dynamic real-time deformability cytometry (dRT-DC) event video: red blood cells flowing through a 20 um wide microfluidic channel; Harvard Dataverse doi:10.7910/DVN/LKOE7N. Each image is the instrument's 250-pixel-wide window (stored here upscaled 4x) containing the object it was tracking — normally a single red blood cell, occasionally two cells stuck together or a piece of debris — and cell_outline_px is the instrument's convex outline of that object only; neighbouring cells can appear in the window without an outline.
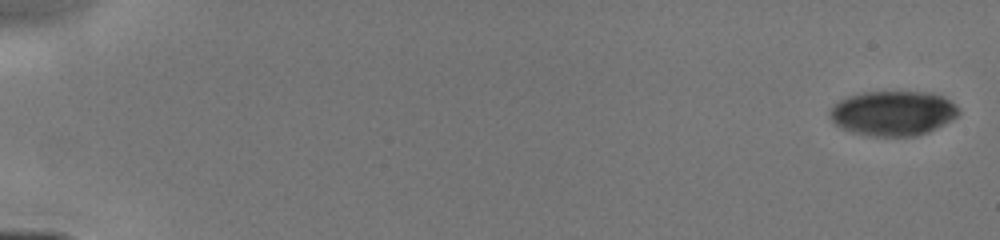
{"species": "human", "species_latin": "Homo sapiens", "temperature_condition": "cold", "stored_images_in_passage": 7, "camera_frame_rate_fps": 3000, "um_per_image_px": 0.085, "donor": {"sex": "male"}, "frame": {"image": 1, "passage_image": 1, "time_ms": 0.0, "image_size_px": [1000, 240], "cell_outline_px": [[960, 112], [952, 120], [928, 132], [916, 136], [868, 136], [852, 132], [840, 128], [828, 116], [828, 112], [840, 100], [848, 96], [860, 92], [932, 92], [944, 96], [960, 108]], "centroid_in_image_um": [75.91, 9.62], "position_along_channel_um": 9.1, "area_um2": 33.87}}
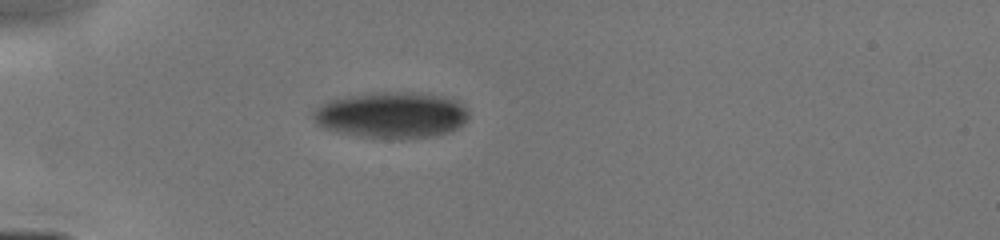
{"frame": {"image": 2, "passage_image": 5, "time_ms": 4.667, "image_size_px": [1000, 240], "cell_outline_px": [[468, 116], [464, 124], [448, 132], [436, 136], [400, 140], [360, 136], [336, 132], [320, 124], [312, 116], [312, 112], [320, 104], [328, 100], [372, 92], [412, 92], [440, 96], [456, 100], [464, 104], [468, 112]], "centroid_in_image_um": [33.31, 9.79], "position_along_channel_um": 51.7, "area_um2": 42.02}}
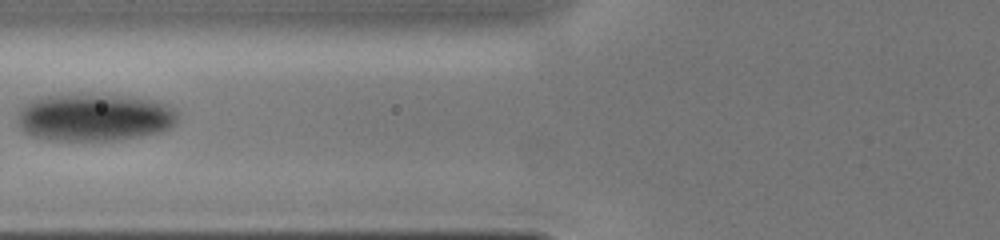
{"frame": {"image": 3, "passage_image": 7, "time_ms": 6.667, "image_size_px": [1000, 240], "cell_outline_px": [[176, 124], [172, 128], [164, 132], [116, 140], [56, 140], [32, 136], [24, 132], [16, 124], [16, 112], [28, 100], [40, 96], [128, 96], [156, 100], [168, 104], [176, 108]], "centroid_in_image_um": [8.02, 9.99], "position_along_channel_um": 117.8, "area_um2": 44.56}}